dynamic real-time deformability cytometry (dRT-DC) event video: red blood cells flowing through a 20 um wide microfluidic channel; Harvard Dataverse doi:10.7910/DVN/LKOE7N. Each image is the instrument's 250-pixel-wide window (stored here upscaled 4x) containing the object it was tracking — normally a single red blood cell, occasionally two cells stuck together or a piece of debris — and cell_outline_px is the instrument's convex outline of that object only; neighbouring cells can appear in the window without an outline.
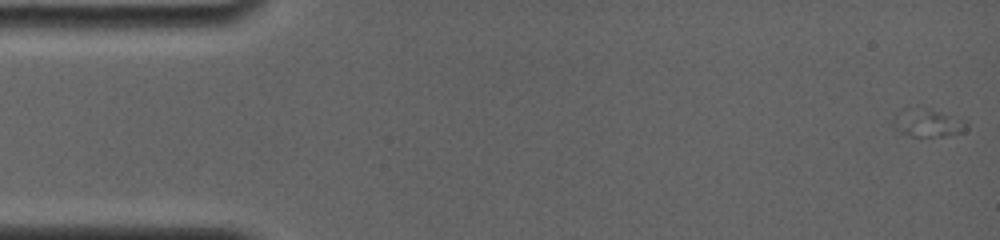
{"species": "common noctule bat (a hibernating species)", "species_latin": "Nyctalus noctula", "temperature_condition": "room temperature", "stored_images_in_passage": 8, "camera_frame_rate_fps": 4000, "um_per_image_px": 0.085, "animal": {"sex": "female", "body_mass_g": 19.0, "forearm_length_mm": 56.7}, "frame": {"image": 1, "passage_image": 1, "time_ms": 0.0, "image_size_px": [1000, 240], "cell_outline_px": [[968, 128], [964, 132], [940, 136], [912, 136], [892, 128], [888, 124], [896, 112], [936, 112], [968, 120]], "centroid_in_image_um": [78.86, 10.53], "position_along_channel_um": 6.1, "area_um2": 11.21}}